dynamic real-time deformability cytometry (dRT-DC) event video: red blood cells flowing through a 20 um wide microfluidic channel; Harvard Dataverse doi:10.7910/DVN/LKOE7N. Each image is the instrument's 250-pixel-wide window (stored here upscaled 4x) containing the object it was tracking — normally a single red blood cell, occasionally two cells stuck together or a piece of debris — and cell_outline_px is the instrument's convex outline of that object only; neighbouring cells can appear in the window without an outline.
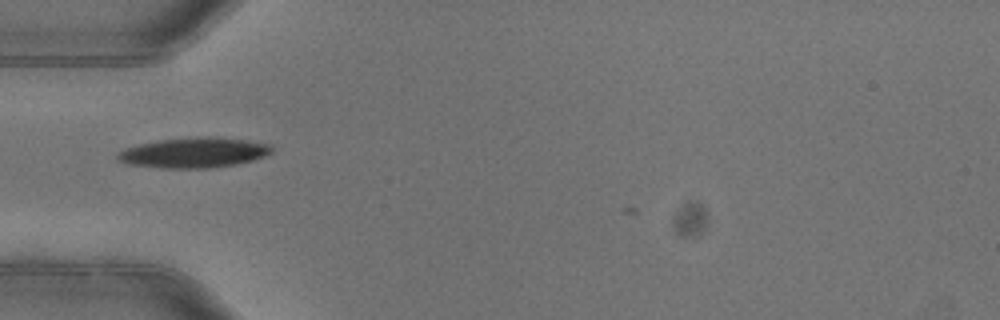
{"species": "common noctule bat (a hibernating species)", "species_latin": "Nyctalus noctula", "temperature_condition": "warm", "stored_images_in_passage": 1, "camera_frame_rate_fps": 3000, "um_per_image_px": 0.085, "animal": {"sex": "female"}, "frame": {"image": 1, "passage_image": 1, "time_ms": 0.0, "image_size_px": [1000, 320], "cell_outline_px": [[272, 152], [264, 156], [252, 160], [236, 164], [208, 168], [160, 168], [124, 164], [116, 160], [116, 152], [124, 148], [140, 144], [160, 140], [204, 136], [212, 136], [244, 140], [272, 144]], "centroid_in_image_um": [16.42, 12.98], "position_along_channel_um": 68.6, "area_um2": 27.28}}